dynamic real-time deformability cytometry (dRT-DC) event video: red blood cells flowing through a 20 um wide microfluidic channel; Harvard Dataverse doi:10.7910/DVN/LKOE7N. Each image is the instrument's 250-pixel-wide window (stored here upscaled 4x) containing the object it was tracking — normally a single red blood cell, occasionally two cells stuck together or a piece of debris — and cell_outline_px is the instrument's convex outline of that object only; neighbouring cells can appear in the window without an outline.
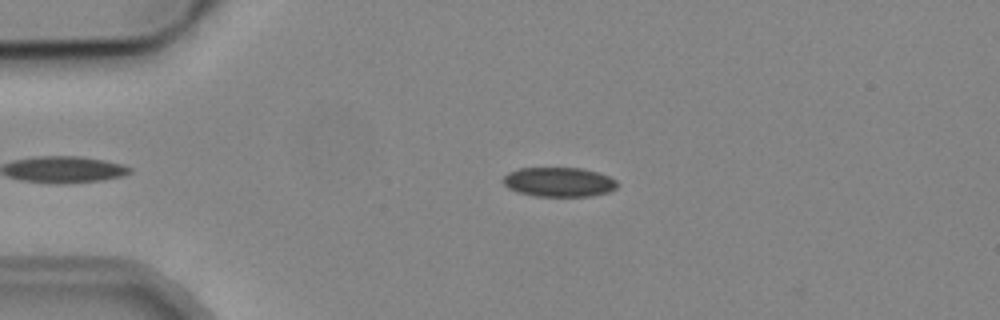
{"species": "common noctule bat (a hibernating species)", "species_latin": "Nyctalus noctula", "temperature_condition": "cold", "stored_images_in_passage": 4, "camera_frame_rate_fps": 3000, "um_per_image_px": 0.085, "animal": {"sex": "male", "body_mass_g": 19.2, "forearm_length_mm": 51.8}, "frame": {"image": 1, "passage_image": 4, "time_ms": 4.0, "image_size_px": [1000, 320], "cell_outline_px": [[616, 188], [608, 192], [592, 196], [536, 196], [516, 192], [508, 188], [500, 180], [508, 172], [520, 168], [580, 168], [596, 172], [608, 176], [616, 180]], "centroid_in_image_um": [47.46, 15.47], "position_along_channel_um": 37.5, "area_um2": 19.59}}